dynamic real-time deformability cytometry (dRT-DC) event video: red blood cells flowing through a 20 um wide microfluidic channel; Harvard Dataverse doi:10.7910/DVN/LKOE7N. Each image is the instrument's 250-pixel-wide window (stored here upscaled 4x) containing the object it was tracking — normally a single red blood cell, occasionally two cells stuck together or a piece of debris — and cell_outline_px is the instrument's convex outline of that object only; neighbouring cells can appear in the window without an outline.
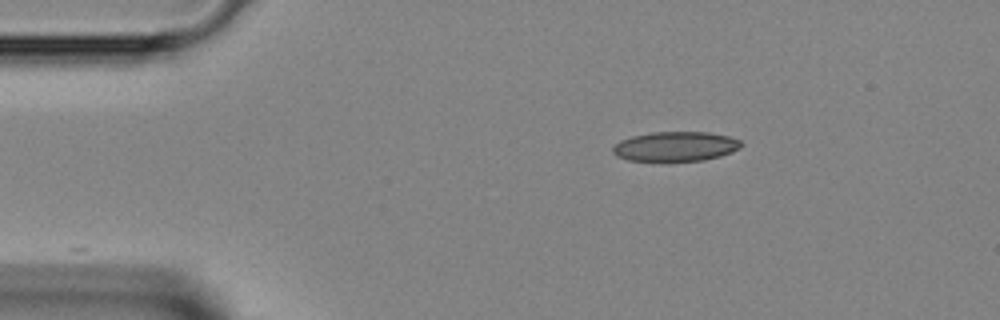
{"species": "Egyptian fruit bat (a non-hibernating species)", "species_latin": "Rousettus aegyptiacus", "temperature_condition": "room temperature", "stored_images_in_passage": 14, "camera_frame_rate_fps": 3000, "um_per_image_px": 0.085, "animal": {"sex": "female"}, "frame": {"image": 1, "passage_image": 1, "time_ms": 0.0, "image_size_px": [1000, 320], "cell_outline_px": [[744, 144], [740, 148], [732, 152], [720, 156], [704, 160], [668, 164], [660, 164], [628, 160], [616, 156], [612, 152], [612, 148], [620, 140], [632, 136], [652, 132], [708, 132], [728, 136], [740, 140]], "centroid_in_image_um": [57.39, 12.5], "position_along_channel_um": 27.6, "area_um2": 23.24}}
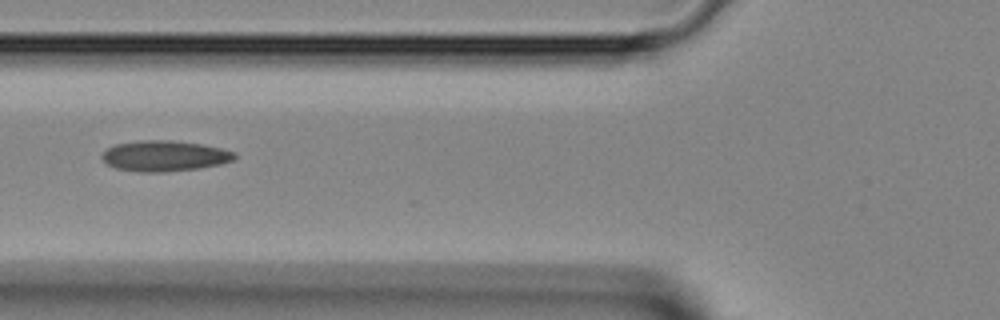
{"frame": {"image": 2, "passage_image": 10, "time_ms": 3.0, "image_size_px": [1000, 320], "cell_outline_px": [[236, 156], [232, 160], [220, 164], [196, 168], [164, 172], [140, 172], [116, 168], [108, 164], [100, 156], [108, 148], [116, 144], [140, 140], [172, 140], [204, 144], [236, 152]], "centroid_in_image_um": [13.98, 13.24], "position_along_channel_um": 111.8, "area_um2": 23.58}}
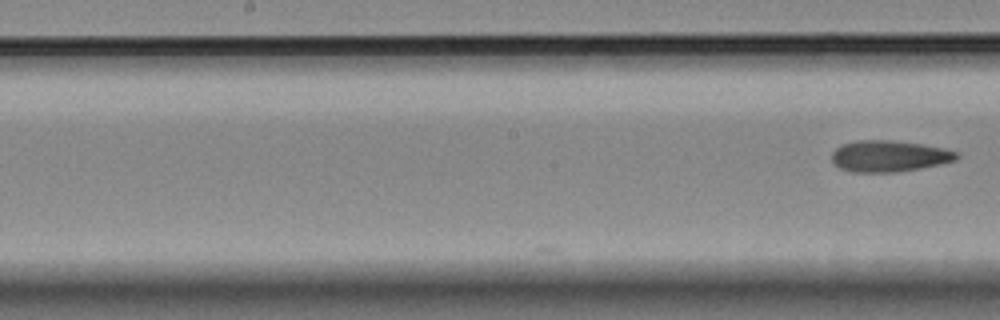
{"frame": {"image": 3, "passage_image": 14, "time_ms": 4.333, "image_size_px": [1000, 320], "cell_outline_px": [[960, 156], [956, 160], [940, 164], [920, 168], [896, 172], [852, 172], [840, 168], [832, 160], [832, 152], [836, 148], [844, 144], [856, 140], [892, 140], [920, 144], [960, 152]], "centroid_in_image_um": [75.58, 13.27], "position_along_channel_um": 172.6, "area_um2": 22.66}}